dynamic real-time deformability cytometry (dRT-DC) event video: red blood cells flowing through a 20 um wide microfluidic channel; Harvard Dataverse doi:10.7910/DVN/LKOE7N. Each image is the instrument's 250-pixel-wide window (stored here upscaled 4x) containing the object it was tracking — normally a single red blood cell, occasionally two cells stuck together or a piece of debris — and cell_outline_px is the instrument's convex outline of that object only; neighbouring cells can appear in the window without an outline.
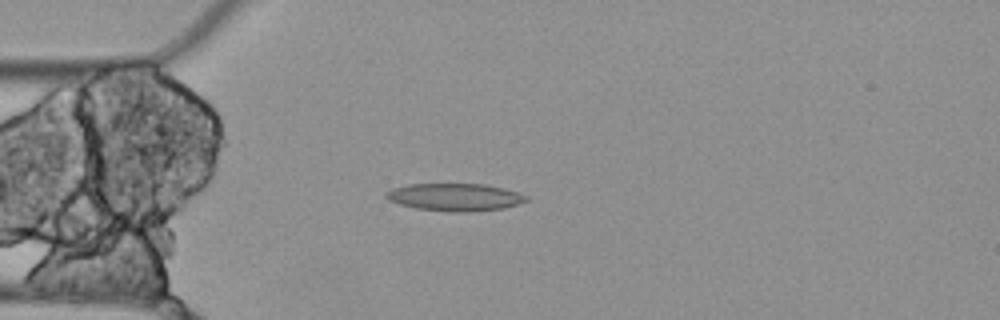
{"species": "Egyptian fruit bat (a non-hibernating species)", "species_latin": "Rousettus aegyptiacus", "temperature_condition": "cold", "stored_images_in_passage": 4, "camera_frame_rate_fps": 3000, "um_per_image_px": 0.085, "animal": {"sex": "female"}, "frame": {"image": 1, "passage_image": 4, "time_ms": 1.0, "image_size_px": [1000, 320], "cell_outline_px": [[528, 200], [504, 208], [468, 212], [452, 212], [416, 208], [400, 204], [388, 200], [384, 196], [392, 188], [408, 184], [484, 184], [504, 188], [528, 196]], "centroid_in_image_um": [38.66, 16.75], "position_along_channel_um": 46.3, "area_um2": 22.37}}